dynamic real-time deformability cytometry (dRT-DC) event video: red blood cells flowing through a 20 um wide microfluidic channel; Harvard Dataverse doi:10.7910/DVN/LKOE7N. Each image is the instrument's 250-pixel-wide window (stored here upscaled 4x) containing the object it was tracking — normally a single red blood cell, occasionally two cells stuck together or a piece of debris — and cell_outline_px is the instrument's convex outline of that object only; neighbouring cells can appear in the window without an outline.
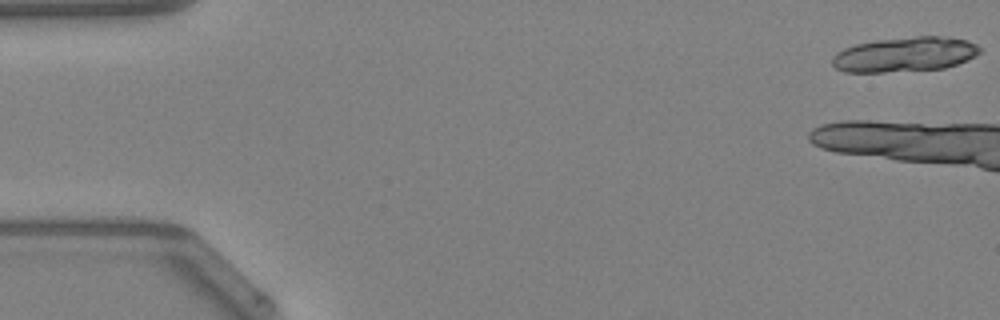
{"species": "Egyptian fruit bat (a non-hibernating species)", "species_latin": "Rousettus aegyptiacus", "temperature_condition": "warm", "stored_images_in_passage": 6, "camera_frame_rate_fps": 3000, "um_per_image_px": 0.085, "animal": {"sex": "female"}, "frame": {"image": 1, "passage_image": 1, "time_ms": 0.0, "image_size_px": [1000, 320], "cell_outline_px": [[980, 52], [976, 56], [968, 60], [944, 68], [884, 72], [844, 72], [836, 68], [832, 64], [832, 56], [836, 52], [844, 48], [856, 44], [876, 40], [916, 36], [944, 36], [968, 40], [976, 44], [980, 48]], "centroid_in_image_um": [76.91, 4.62], "position_along_channel_um": 8.1, "area_um2": 30.0}}